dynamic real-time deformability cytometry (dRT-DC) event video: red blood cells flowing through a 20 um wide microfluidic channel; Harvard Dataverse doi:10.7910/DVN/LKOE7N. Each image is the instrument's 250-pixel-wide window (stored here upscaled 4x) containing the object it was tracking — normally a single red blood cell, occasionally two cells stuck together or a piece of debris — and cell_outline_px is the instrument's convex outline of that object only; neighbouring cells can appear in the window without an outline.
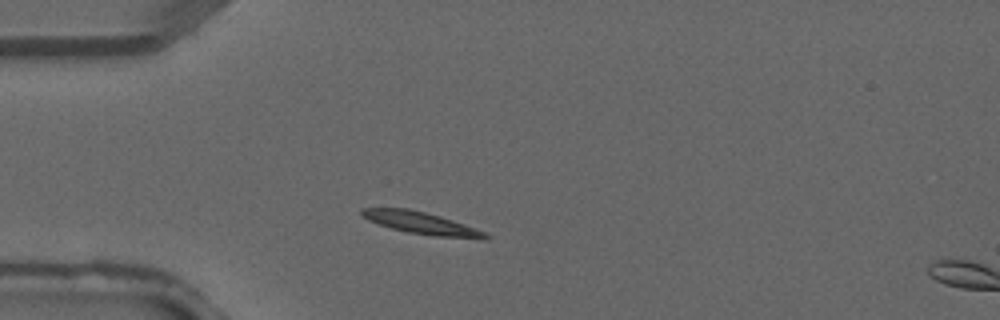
{"species": "common noctule bat (a hibernating species)", "species_latin": "Nyctalus noctula", "temperature_condition": "warm", "stored_images_in_passage": 2, "camera_frame_rate_fps": 3000, "um_per_image_px": 0.085, "animal": {"sex": "male", "forearm_length_mm": 52.5}, "frame": {"image": 1, "passage_image": 1, "time_ms": 0.0, "image_size_px": [1000, 320], "cell_outline_px": [[488, 240], [484, 240], [432, 236], [408, 232], [392, 228], [368, 220], [360, 212], [360, 208], [408, 208], [440, 216], [464, 224], [484, 232], [488, 236]], "centroid_in_image_um": [35.85, 18.97], "position_along_channel_um": 49.2, "area_um2": 15.84}}